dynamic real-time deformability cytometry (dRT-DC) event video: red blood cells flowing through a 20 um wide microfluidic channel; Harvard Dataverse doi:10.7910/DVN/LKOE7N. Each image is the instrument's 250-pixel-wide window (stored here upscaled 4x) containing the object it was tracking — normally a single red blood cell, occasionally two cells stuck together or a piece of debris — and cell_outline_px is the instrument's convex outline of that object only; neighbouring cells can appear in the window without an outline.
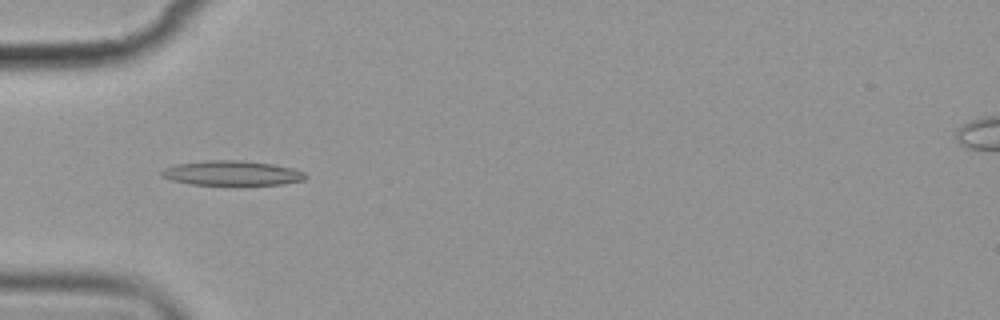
{"species": "common noctule bat (a hibernating species)", "species_latin": "Nyctalus noctula", "temperature_condition": "cold", "stored_images_in_passage": 2, "camera_frame_rate_fps": 3000, "um_per_image_px": 0.085, "animal": {"sex": "female", "body_mass_g": 19.9}, "frame": {"image": 1, "passage_image": 1, "time_ms": 0.0, "image_size_px": [1000, 320], "cell_outline_px": [[308, 176], [304, 180], [280, 184], [192, 184], [172, 180], [160, 176], [160, 172], [176, 164], [204, 160], [240, 160], [272, 164], [292, 168], [304, 172]], "centroid_in_image_um": [19.72, 14.7], "position_along_channel_um": 65.3, "area_um2": 20.4}}
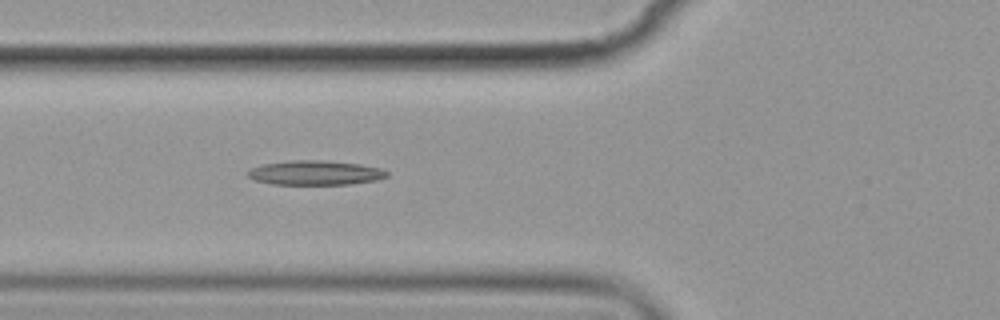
{"frame": {"image": 2, "passage_image": 2, "time_ms": 1.0, "image_size_px": [1000, 320], "cell_outline_px": [[388, 176], [376, 180], [348, 184], [272, 184], [256, 180], [248, 176], [248, 172], [252, 168], [264, 164], [292, 160], [320, 160], [360, 164], [380, 168], [388, 172]], "centroid_in_image_um": [26.82, 14.68], "position_along_channel_um": 99.0, "area_um2": 19.54}}